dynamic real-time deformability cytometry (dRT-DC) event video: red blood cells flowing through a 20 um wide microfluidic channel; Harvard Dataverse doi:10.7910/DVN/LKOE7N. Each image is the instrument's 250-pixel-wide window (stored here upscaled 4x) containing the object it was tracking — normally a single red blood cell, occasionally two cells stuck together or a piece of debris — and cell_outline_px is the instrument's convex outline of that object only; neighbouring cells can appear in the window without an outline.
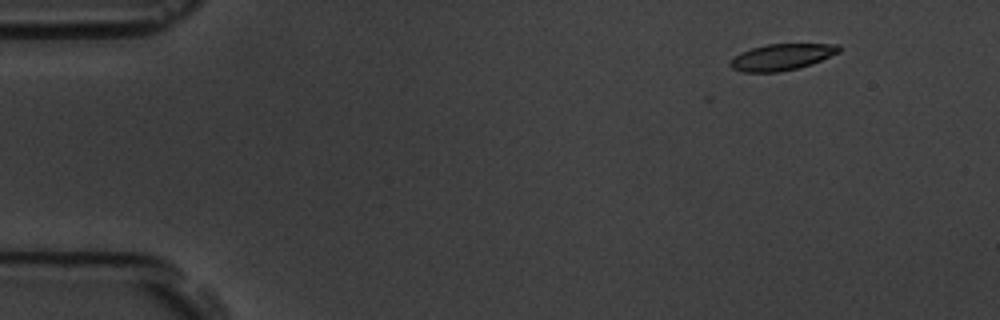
{"species": "common noctule bat (a hibernating species)", "species_latin": "Nyctalus noctula", "temperature_condition": "room temperature", "stored_images_in_passage": 6, "camera_frame_rate_fps": 3000, "um_per_image_px": 0.085, "animal": {"sex": "male", "body_mass_g": 19.5, "forearm_length_mm": 54.6}, "frame": {"image": 1, "passage_image": 2, "time_ms": 1.333, "image_size_px": [1000, 320], "cell_outline_px": [[840, 52], [812, 64], [780, 72], [740, 72], [732, 68], [728, 64], [740, 52], [752, 48], [768, 44], [840, 44]], "centroid_in_image_um": [66.45, 4.85], "position_along_channel_um": 18.6, "area_um2": 16.65}}
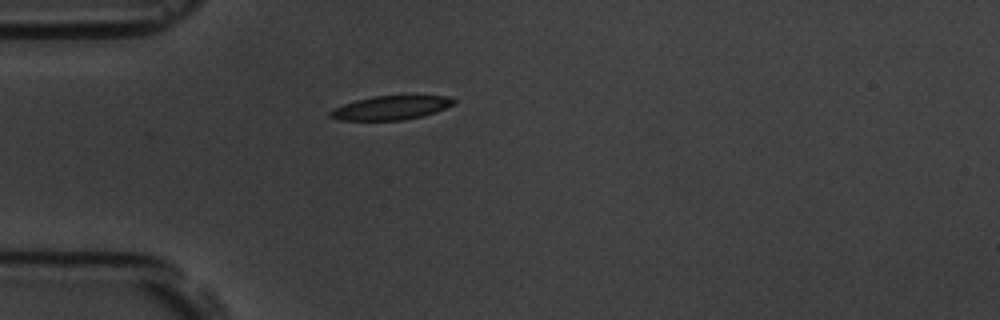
{"frame": {"image": 2, "passage_image": 5, "time_ms": 4.667, "image_size_px": [1000, 320], "cell_outline_px": [[456, 104], [436, 112], [404, 120], [340, 120], [328, 116], [328, 112], [332, 108], [356, 100], [372, 96], [448, 96], [456, 100]], "centroid_in_image_um": [33.21, 9.16], "position_along_channel_um": 51.8, "area_um2": 17.22}}